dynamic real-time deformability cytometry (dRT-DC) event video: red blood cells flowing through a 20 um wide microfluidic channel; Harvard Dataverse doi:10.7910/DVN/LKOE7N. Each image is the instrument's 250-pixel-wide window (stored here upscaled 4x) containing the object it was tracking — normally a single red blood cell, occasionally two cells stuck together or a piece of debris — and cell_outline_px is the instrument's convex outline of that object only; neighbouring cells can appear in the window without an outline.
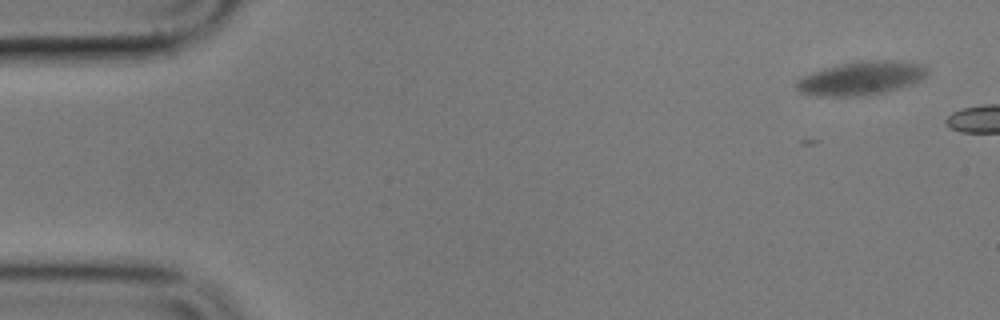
{"species": "common noctule bat (a hibernating species)", "species_latin": "Nyctalus noctula", "temperature_condition": "cold", "stored_images_in_passage": 3, "camera_frame_rate_fps": 3000, "um_per_image_px": 0.085, "animal": {"sex": "male", "body_mass_g": 17.9}, "frame": {"image": 1, "passage_image": 1, "time_ms": 0.0, "image_size_px": [1000, 320], "cell_outline_px": [[928, 76], [912, 84], [900, 88], [884, 92], [844, 96], [824, 96], [800, 92], [796, 88], [796, 80], [800, 76], [824, 68], [844, 64], [880, 60], [892, 60], [920, 64], [928, 72]], "centroid_in_image_um": [73.19, 6.65], "position_along_channel_um": 11.8, "area_um2": 24.97}}